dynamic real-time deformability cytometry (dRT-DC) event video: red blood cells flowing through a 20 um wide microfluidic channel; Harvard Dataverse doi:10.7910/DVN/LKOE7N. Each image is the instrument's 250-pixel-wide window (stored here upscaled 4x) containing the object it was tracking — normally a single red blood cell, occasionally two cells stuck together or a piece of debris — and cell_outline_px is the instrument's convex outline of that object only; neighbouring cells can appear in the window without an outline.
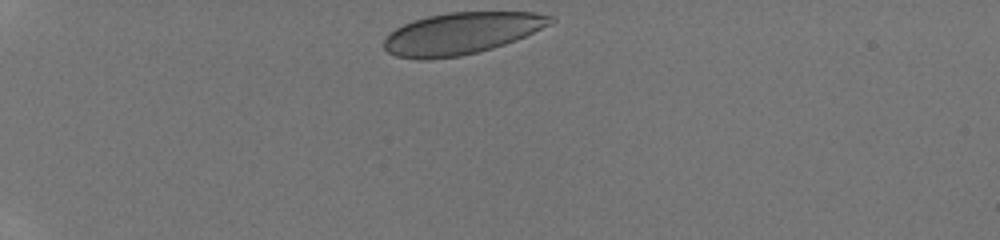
{"species": "human", "species_latin": "Homo sapiens", "temperature_condition": "room temperature", "stored_images_in_passage": 32, "camera_frame_rate_fps": 3000, "um_per_image_px": 0.085, "donor": {"sex": "male"}, "frame": {"image": 1, "passage_image": 1, "time_ms": 0.0, "image_size_px": [1000, 240], "cell_outline_px": [[556, 20], [516, 40], [492, 48], [460, 56], [428, 60], [420, 60], [396, 56], [388, 52], [384, 48], [384, 40], [388, 32], [404, 24], [428, 16], [448, 12], [536, 12], [556, 16]], "centroid_in_image_um": [39.19, 2.84], "position_along_channel_um": 45.8, "area_um2": 40.4}}
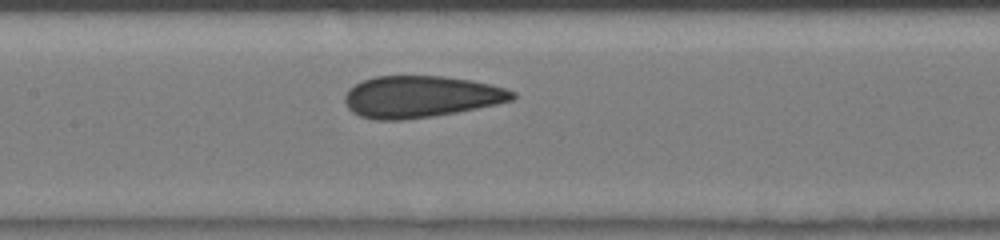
{"frame": {"image": 2, "passage_image": 13, "time_ms": 4.0, "image_size_px": [1000, 240], "cell_outline_px": [[516, 96], [512, 100], [496, 104], [456, 112], [432, 116], [400, 120], [376, 120], [360, 116], [352, 112], [348, 108], [344, 100], [344, 96], [348, 88], [364, 80], [376, 76], [444, 76], [472, 80], [492, 84], [516, 92]], "centroid_in_image_um": [35.76, 8.21], "position_along_channel_um": 171.6, "area_um2": 40.75}}
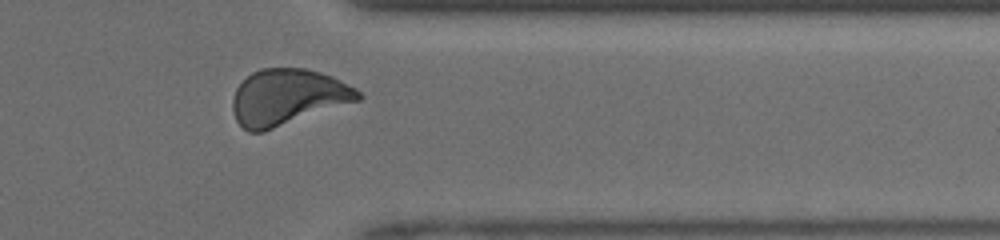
{"frame": {"image": 3, "passage_image": 27, "time_ms": 8.667, "image_size_px": [1000, 240], "cell_outline_px": [[364, 96], [360, 100], [264, 132], [248, 132], [236, 120], [232, 108], [232, 100], [236, 88], [252, 72], [260, 68], [304, 68], [320, 72], [332, 76], [356, 88]], "centroid_in_image_um": [24.46, 8.26], "position_along_channel_um": 386.9, "area_um2": 41.1}}